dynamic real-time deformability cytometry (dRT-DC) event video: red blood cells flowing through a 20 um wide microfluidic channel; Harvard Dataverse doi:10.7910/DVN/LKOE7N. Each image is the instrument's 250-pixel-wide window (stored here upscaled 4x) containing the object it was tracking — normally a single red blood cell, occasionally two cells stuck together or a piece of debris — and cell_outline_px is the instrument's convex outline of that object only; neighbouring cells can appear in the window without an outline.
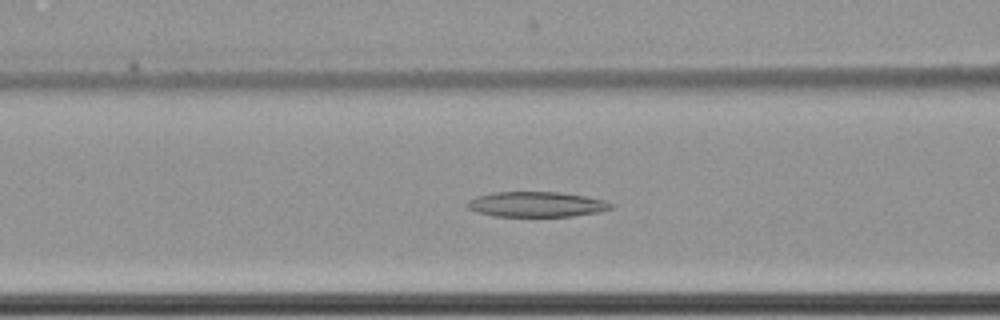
{"species": "common noctule bat (a hibernating species)", "species_latin": "Nyctalus noctula", "temperature_condition": "cold", "stored_images_in_passage": 61, "camera_frame_rate_fps": 3000, "um_per_image_px": 0.085, "animal": {"sex": "female", "body_mass_g": 22.7, "forearm_length_mm": 54.2}, "frame": {"image": 1, "passage_image": 27, "time_ms": 8.667, "image_size_px": [1000, 320], "cell_outline_px": [[616, 204], [612, 208], [600, 212], [572, 216], [492, 216], [476, 212], [468, 208], [464, 204], [468, 200], [476, 196], [492, 192], [560, 192], [588, 196], [604, 200]], "centroid_in_image_um": [45.6, 17.36], "position_along_channel_um": 121.0, "area_um2": 21.44}}
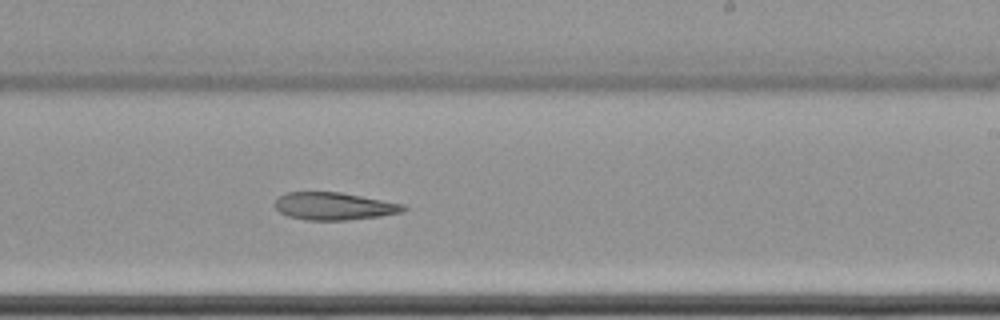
{"frame": {"image": 2, "passage_image": 39, "time_ms": 12.667, "image_size_px": [1000, 320], "cell_outline_px": [[408, 208], [404, 212], [380, 216], [348, 220], [308, 220], [288, 216], [280, 212], [272, 204], [280, 196], [288, 192], [340, 192], [404, 204]], "centroid_in_image_um": [28.41, 17.53], "position_along_channel_um": 260.6, "area_um2": 20.63}}
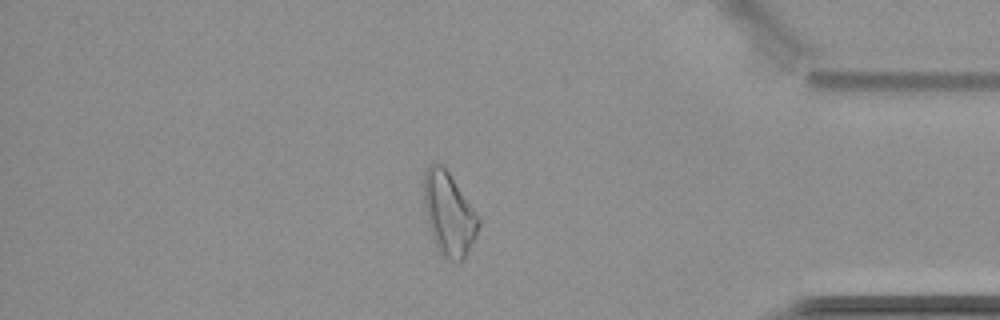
{"frame": {"image": 3, "passage_image": 53, "time_ms": 17.333, "image_size_px": [1000, 320], "cell_outline_px": [[480, 224], [476, 236], [468, 252], [460, 264], [444, 256], [440, 252], [432, 236], [428, 224], [424, 204], [424, 172], [436, 160], [444, 164], [480, 216]], "centroid_in_image_um": [38.18, 18.13], "position_along_channel_um": 397.0, "area_um2": 26.82}}